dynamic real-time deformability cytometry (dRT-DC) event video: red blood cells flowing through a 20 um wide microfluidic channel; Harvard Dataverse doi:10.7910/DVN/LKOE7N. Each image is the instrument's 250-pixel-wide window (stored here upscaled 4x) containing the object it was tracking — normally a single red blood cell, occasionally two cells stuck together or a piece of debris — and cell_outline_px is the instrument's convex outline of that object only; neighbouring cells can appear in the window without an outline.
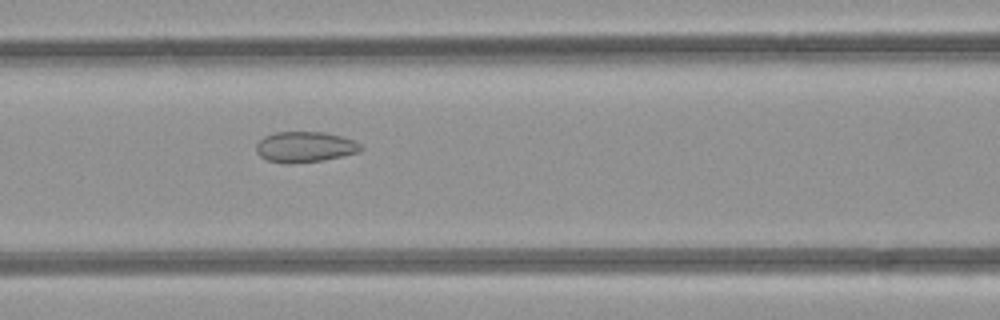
{"species": "common noctule bat (a hibernating species)", "species_latin": "Nyctalus noctula", "temperature_condition": "room temperature", "stored_images_in_passage": 35, "camera_frame_rate_fps": 3000, "um_per_image_px": 0.085, "animal": {"sex": "female", "body_mass_g": 21.9}, "frame": {"image": 1, "passage_image": 7, "time_ms": 2.0, "image_size_px": [1000, 320], "cell_outline_px": [[364, 148], [360, 152], [320, 160], [288, 164], [268, 160], [260, 156], [256, 152], [256, 144], [264, 136], [276, 132], [324, 132], [340, 136], [352, 140], [360, 144]], "centroid_in_image_um": [25.9, 12.48], "position_along_channel_um": 140.7, "area_um2": 18.5}}
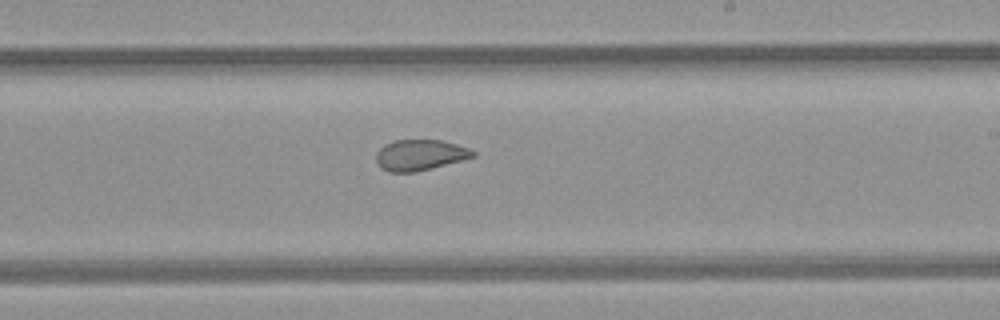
{"frame": {"image": 2, "passage_image": 15, "time_ms": 4.667, "image_size_px": [1000, 320], "cell_outline_px": [[476, 156], [416, 172], [388, 172], [380, 168], [376, 160], [376, 152], [384, 144], [392, 140], [440, 140], [456, 144], [468, 148], [476, 152]], "centroid_in_image_um": [35.66, 13.17], "position_along_channel_um": 253.3, "area_um2": 17.4}}
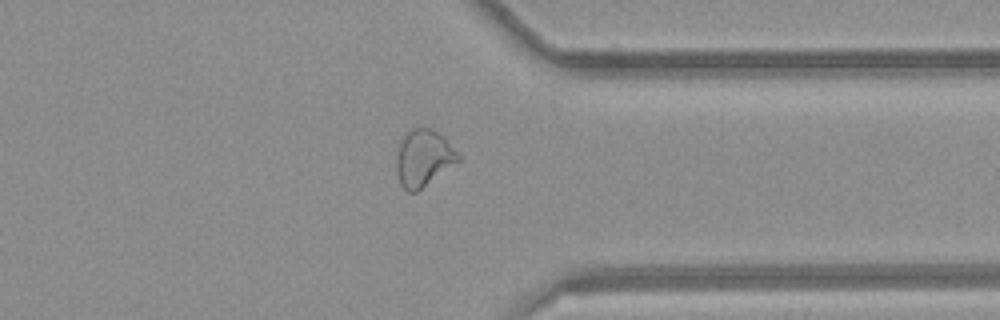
{"frame": {"image": 3, "passage_image": 24, "time_ms": 7.667, "image_size_px": [1000, 320], "cell_outline_px": [[460, 160], [416, 192], [408, 192], [400, 184], [396, 172], [396, 152], [400, 140], [412, 128], [420, 124], [432, 128], [444, 136], [460, 156]], "centroid_in_image_um": [35.97, 13.38], "position_along_channel_um": 375.4, "area_um2": 20.69}, "authors_computed_cell_mechanics": {"area_um2": 19.4786, "velocity_mm_per_s": 4.2275, "shape_relaxation_time_tau1_ms": null, "shape_relaxation_time_tau2_ms": 1.2087, "deformation_change_tau1": null, "deformation_change_tau2": 0.0653}}